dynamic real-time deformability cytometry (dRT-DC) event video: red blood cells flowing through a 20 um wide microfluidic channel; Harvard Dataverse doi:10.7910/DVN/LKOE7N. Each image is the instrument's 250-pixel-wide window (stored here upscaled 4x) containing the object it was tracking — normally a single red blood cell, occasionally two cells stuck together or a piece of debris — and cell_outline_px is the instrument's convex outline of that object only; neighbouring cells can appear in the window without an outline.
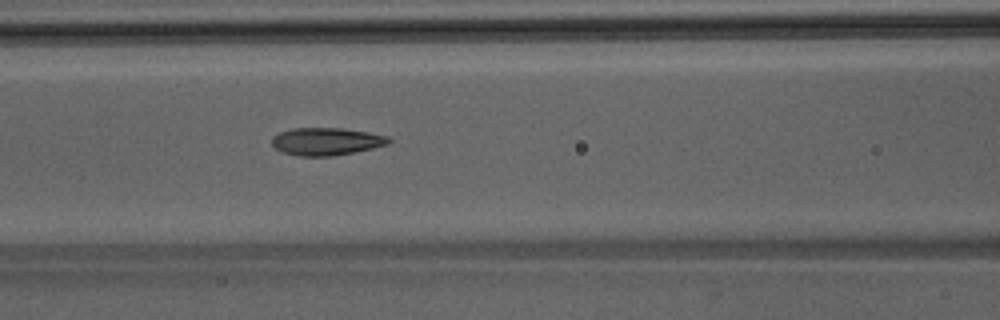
{"species": "Egyptian fruit bat (a non-hibernating species)", "species_latin": "Rousettus aegyptiacus", "temperature_condition": "room temperature", "stored_images_in_passage": 34, "camera_frame_rate_fps": 3000, "um_per_image_px": 0.085, "animal": {"sex": "male"}, "frame": {"image": 1, "passage_image": 6, "time_ms": 1.667, "image_size_px": [1000, 320], "cell_outline_px": [[392, 140], [388, 144], [372, 148], [332, 156], [300, 156], [284, 152], [276, 148], [272, 144], [272, 136], [280, 132], [292, 128], [340, 128], [368, 132], [388, 136]], "centroid_in_image_um": [27.74, 12.01], "position_along_channel_um": 138.9, "area_um2": 18.61}}
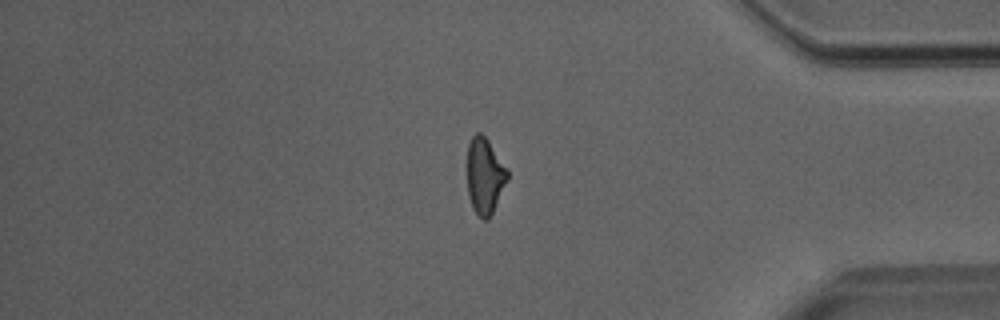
{"frame": {"image": 2, "passage_image": 26, "time_ms": 8.333, "image_size_px": [1000, 320], "cell_outline_px": [[508, 180], [488, 220], [484, 220], [472, 208], [468, 196], [468, 144], [472, 136], [476, 132], [480, 132], [488, 140], [508, 168]], "centroid_in_image_um": [41.21, 14.93], "position_along_channel_um": 394.0, "area_um2": 17.8}}
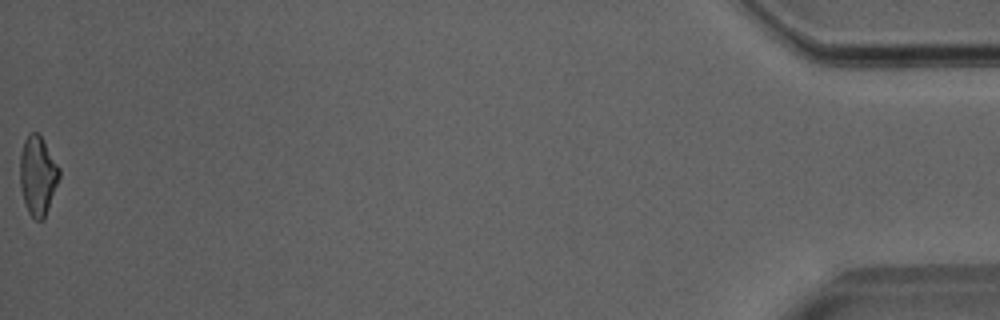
{"frame": {"image": 3, "passage_image": 34, "time_ms": 11.0, "image_size_px": [1000, 320], "cell_outline_px": [[60, 176], [44, 220], [36, 220], [28, 212], [20, 188], [20, 152], [24, 140], [28, 132], [36, 132], [40, 136], [60, 168]], "centroid_in_image_um": [3.2, 14.92], "position_along_channel_um": 432.0, "area_um2": 18.03}}